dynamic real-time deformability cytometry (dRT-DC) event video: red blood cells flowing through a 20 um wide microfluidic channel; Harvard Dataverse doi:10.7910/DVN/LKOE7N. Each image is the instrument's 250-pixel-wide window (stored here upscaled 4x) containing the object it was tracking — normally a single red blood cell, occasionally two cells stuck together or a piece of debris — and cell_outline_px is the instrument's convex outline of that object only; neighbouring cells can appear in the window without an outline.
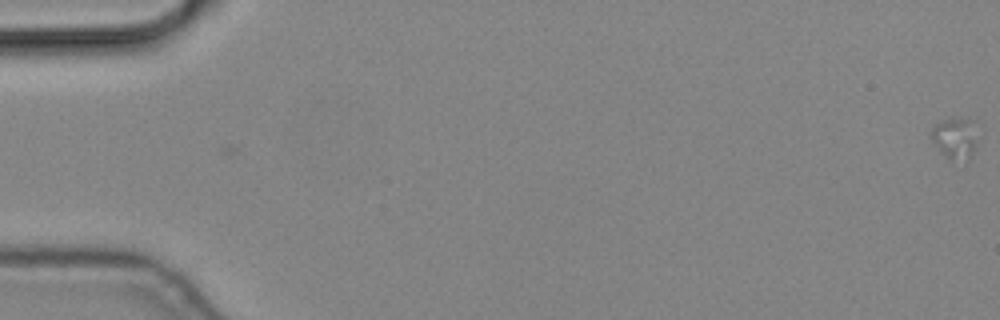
{"species": "common noctule bat (a hibernating species)", "species_latin": "Nyctalus noctula", "temperature_condition": "cold", "stored_images_in_passage": 6, "camera_frame_rate_fps": 3000, "um_per_image_px": 0.085, "animal": {"sex": "male", "body_mass_g": 19.2, "forearm_length_mm": 51.8}, "frame": {"image": 1, "passage_image": 1, "time_ms": 0.0, "image_size_px": [1000, 320], "cell_outline_px": [[976, 148], [968, 160], [948, 160], [936, 148], [932, 140], [932, 128], [936, 124], [944, 120], [960, 116], [972, 120], [976, 140]], "centroid_in_image_um": [81.17, 11.76], "position_along_channel_um": 3.8, "area_um2": 11.21}}